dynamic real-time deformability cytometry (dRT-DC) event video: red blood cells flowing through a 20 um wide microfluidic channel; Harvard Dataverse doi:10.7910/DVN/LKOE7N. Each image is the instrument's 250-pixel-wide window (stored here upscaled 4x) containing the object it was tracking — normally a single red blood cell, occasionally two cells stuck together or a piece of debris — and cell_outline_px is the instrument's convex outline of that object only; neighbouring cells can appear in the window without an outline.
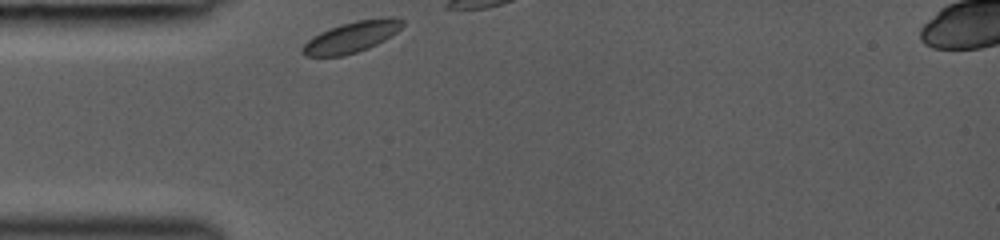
{"species": "common noctule bat (a hibernating species)", "species_latin": "Nyctalus noctula", "temperature_condition": "room temperature", "stored_images_in_passage": 4, "camera_frame_rate_fps": 3000, "um_per_image_px": 0.085, "animal": {"sex": "female", "body_mass_g": 19.0, "forearm_length_mm": 53.3}, "frame": {"image": 1, "passage_image": 1, "time_ms": 0.0, "image_size_px": [1000, 240], "cell_outline_px": [[404, 24], [396, 32], [384, 40], [368, 48], [344, 56], [304, 56], [300, 52], [300, 48], [312, 36], [328, 28], [340, 24], [356, 20], [384, 16], [396, 16], [404, 20]], "centroid_in_image_um": [29.88, 3.12], "position_along_channel_um": 55.1, "area_um2": 18.38}}